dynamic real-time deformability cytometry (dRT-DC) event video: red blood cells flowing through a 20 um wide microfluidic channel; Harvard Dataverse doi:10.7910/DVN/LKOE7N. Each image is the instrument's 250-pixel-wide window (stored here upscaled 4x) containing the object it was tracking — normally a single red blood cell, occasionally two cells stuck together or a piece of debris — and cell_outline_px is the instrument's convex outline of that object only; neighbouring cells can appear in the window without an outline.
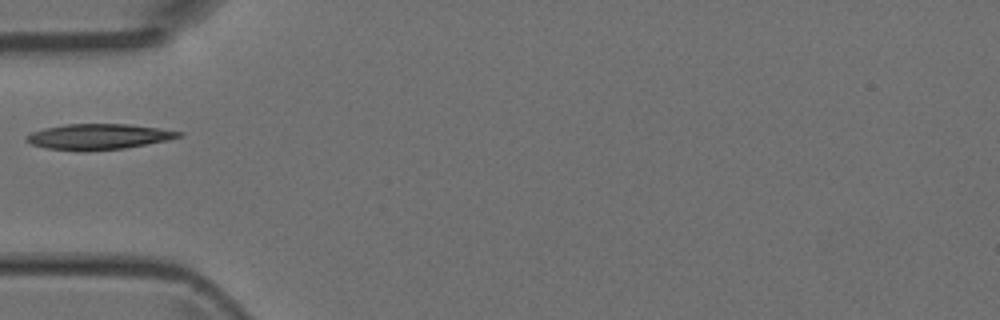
{"species": "Egyptian fruit bat (a non-hibernating species)", "species_latin": "Rousettus aegyptiacus", "temperature_condition": "room temperature", "stored_images_in_passage": 3, "camera_frame_rate_fps": 3000, "um_per_image_px": 0.085, "animal": {"sex": "female"}, "frame": {"image": 1, "passage_image": 2, "time_ms": 2.0, "image_size_px": [1000, 320], "cell_outline_px": [[184, 136], [168, 140], [124, 148], [88, 152], [76, 152], [44, 148], [32, 144], [24, 140], [24, 136], [32, 132], [44, 128], [64, 124], [128, 124], [184, 132]], "centroid_in_image_um": [8.32, 11.63], "position_along_channel_um": 76.7, "area_um2": 23.12}}
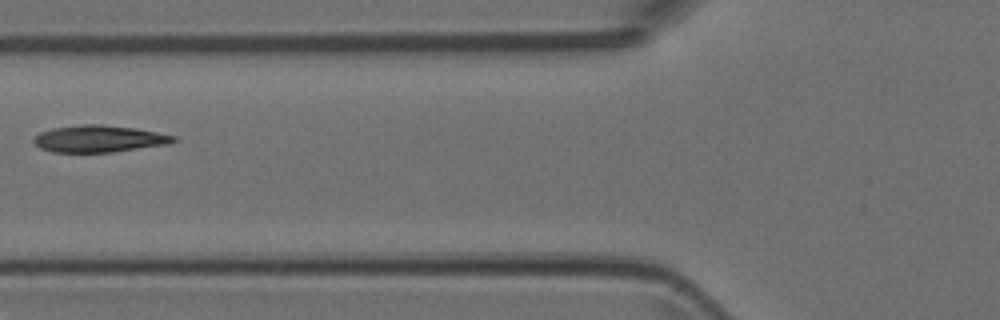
{"frame": {"image": 2, "passage_image": 3, "time_ms": 3.0, "image_size_px": [1000, 320], "cell_outline_px": [[176, 140], [168, 144], [112, 152], [52, 152], [40, 148], [32, 140], [40, 132], [52, 128], [80, 124], [100, 124], [136, 128], [176, 136]], "centroid_in_image_um": [8.4, 11.79], "position_along_channel_um": 117.4, "area_um2": 21.85}}